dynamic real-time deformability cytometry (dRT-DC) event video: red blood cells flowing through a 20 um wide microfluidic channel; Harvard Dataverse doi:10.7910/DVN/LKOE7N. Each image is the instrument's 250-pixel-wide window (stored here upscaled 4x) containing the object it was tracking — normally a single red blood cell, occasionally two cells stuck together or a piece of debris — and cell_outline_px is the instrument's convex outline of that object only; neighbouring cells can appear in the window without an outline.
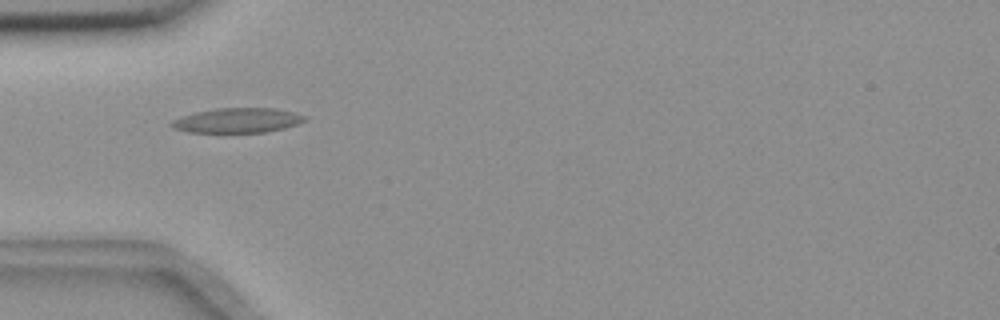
{"species": "common noctule bat (a hibernating species)", "species_latin": "Nyctalus noctula", "temperature_condition": "room temperature", "stored_images_in_passage": 41, "camera_frame_rate_fps": 3000, "um_per_image_px": 0.085, "animal": {"sex": "female", "body_mass_g": 18.4}, "frame": {"image": 1, "passage_image": 3, "time_ms": 0.667, "image_size_px": [1000, 320], "cell_outline_px": [[308, 120], [284, 128], [264, 132], [188, 132], [176, 128], [168, 124], [172, 120], [196, 112], [216, 108], [272, 108], [292, 112], [308, 116]], "centroid_in_image_um": [20.22, 10.23], "position_along_channel_um": 64.8, "area_um2": 19.02}}
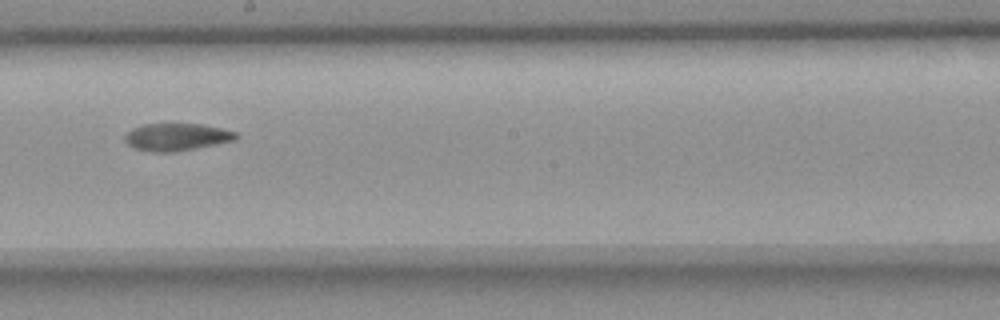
{"frame": {"image": 2, "passage_image": 17, "time_ms": 5.333, "image_size_px": [1000, 320], "cell_outline_px": [[240, 136], [236, 140], [176, 152], [152, 152], [136, 148], [128, 144], [124, 140], [124, 136], [132, 128], [144, 124], [204, 124], [240, 132]], "centroid_in_image_um": [15.08, 11.64], "position_along_channel_um": 233.1, "area_um2": 17.92}}
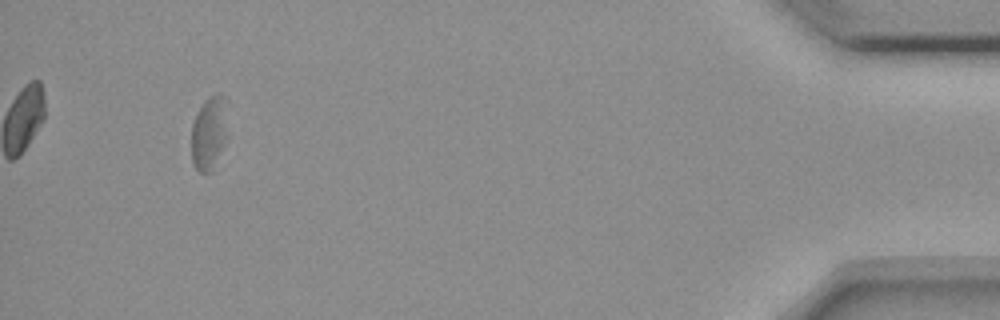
{"frame": {"image": 3, "passage_image": 38, "time_ms": 12.333, "image_size_px": [1000, 320], "cell_outline_px": [[224, 144], [208, 172], [200, 172], [192, 164], [192, 124], [204, 100], [208, 96], [224, 96]], "centroid_in_image_um": [17.69, 11.31], "position_along_channel_um": 417.5, "area_um2": 14.28}, "authors_computed_cell_mechanics": {"area_um2": 18.0914, "velocity_mm_per_s": 3.6344, "shape_relaxation_time_tau1_ms": 7.404, "shape_relaxation_time_tau2_ms": 4.5176, "deformation_change_tau1": 0.1622, "deformation_change_tau2": 0.0835}}